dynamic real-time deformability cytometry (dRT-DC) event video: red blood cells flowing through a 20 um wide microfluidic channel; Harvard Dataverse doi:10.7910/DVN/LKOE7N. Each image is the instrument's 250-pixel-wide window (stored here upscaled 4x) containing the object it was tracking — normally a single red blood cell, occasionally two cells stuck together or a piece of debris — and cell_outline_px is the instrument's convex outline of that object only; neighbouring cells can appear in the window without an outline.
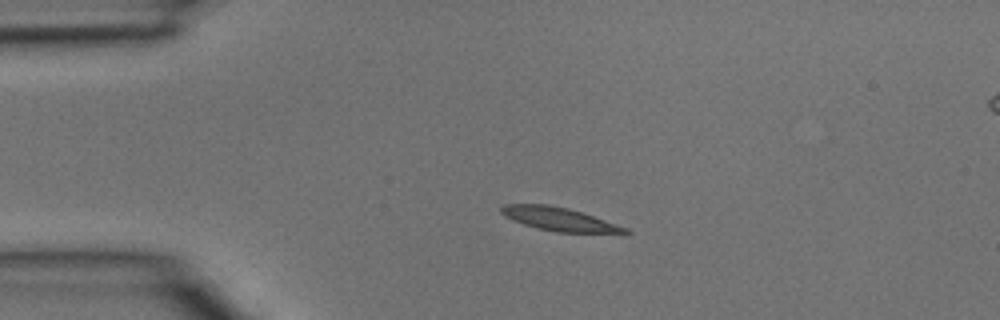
{"species": "common noctule bat (a hibernating species)", "species_latin": "Nyctalus noctula", "temperature_condition": "room temperature", "stored_images_in_passage": 3, "camera_frame_rate_fps": 3000, "um_per_image_px": 0.085, "animal": {"sex": "male", "body_mass_g": 15.6}, "frame": {"image": 1, "passage_image": 2, "time_ms": 0.333, "image_size_px": [1000, 320], "cell_outline_px": [[632, 232], [624, 236], [556, 232], [536, 228], [512, 220], [504, 216], [500, 212], [500, 208], [504, 204], [548, 204], [568, 208], [628, 228]], "centroid_in_image_um": [47.67, 18.68], "position_along_channel_um": 37.3, "area_um2": 17.63}}
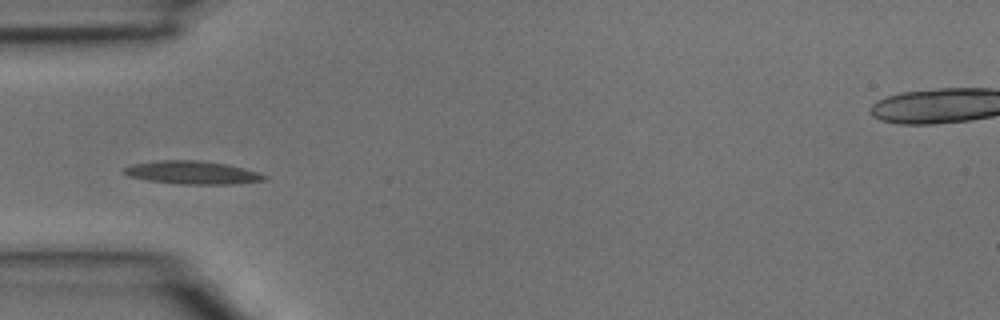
{"frame": {"image": 2, "passage_image": 3, "time_ms": 0.667, "image_size_px": [1000, 320], "cell_outline_px": [[268, 180], [236, 184], [180, 184], [148, 180], [128, 176], [120, 172], [124, 168], [132, 164], [156, 160], [196, 160], [228, 164], [244, 168], [268, 176]], "centroid_in_image_um": [16.35, 14.67], "position_along_channel_um": 68.7, "area_um2": 19.07}}